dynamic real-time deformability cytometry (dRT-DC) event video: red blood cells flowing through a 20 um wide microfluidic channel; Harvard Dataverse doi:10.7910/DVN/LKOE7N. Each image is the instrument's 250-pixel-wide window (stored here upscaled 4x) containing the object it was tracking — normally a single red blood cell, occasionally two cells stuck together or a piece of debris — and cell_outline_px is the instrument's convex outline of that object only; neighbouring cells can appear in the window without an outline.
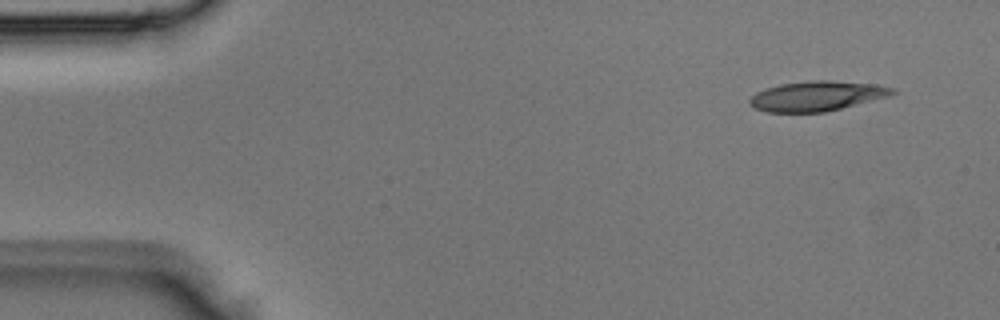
{"species": "Egyptian fruit bat (a non-hibernating species)", "species_latin": "Rousettus aegyptiacus", "temperature_condition": "room temperature", "stored_images_in_passage": 4, "camera_frame_rate_fps": 3000, "um_per_image_px": 0.085, "animal": {"sex": "male"}, "frame": {"image": 1, "passage_image": 1, "time_ms": 0.0, "image_size_px": [1000, 320], "cell_outline_px": [[896, 92], [888, 96], [824, 112], [768, 112], [756, 108], [748, 104], [748, 100], [756, 92], [780, 84], [812, 80], [828, 80], [876, 84], [896, 88]], "centroid_in_image_um": [69.43, 8.15], "position_along_channel_um": 15.6, "area_um2": 24.62}}
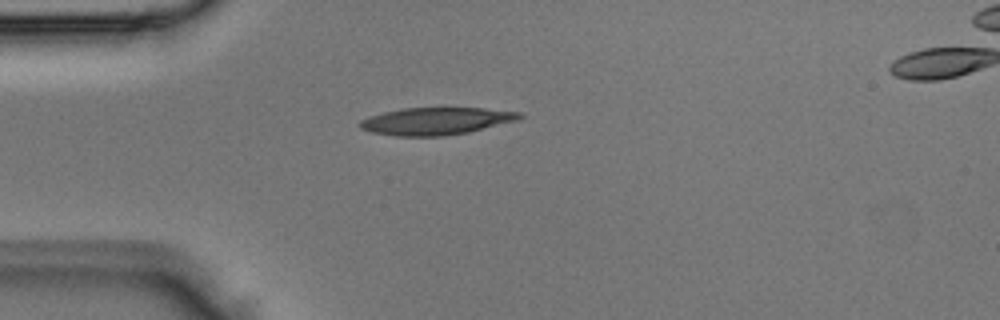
{"frame": {"image": 2, "passage_image": 3, "time_ms": 0.667, "image_size_px": [1000, 320], "cell_outline_px": [[524, 116], [516, 120], [468, 132], [440, 136], [396, 136], [372, 132], [360, 128], [356, 124], [360, 120], [368, 116], [384, 112], [404, 108], [484, 108], [520, 112]], "centroid_in_image_um": [37.0, 10.29], "position_along_channel_um": 48.0, "area_um2": 25.26}}